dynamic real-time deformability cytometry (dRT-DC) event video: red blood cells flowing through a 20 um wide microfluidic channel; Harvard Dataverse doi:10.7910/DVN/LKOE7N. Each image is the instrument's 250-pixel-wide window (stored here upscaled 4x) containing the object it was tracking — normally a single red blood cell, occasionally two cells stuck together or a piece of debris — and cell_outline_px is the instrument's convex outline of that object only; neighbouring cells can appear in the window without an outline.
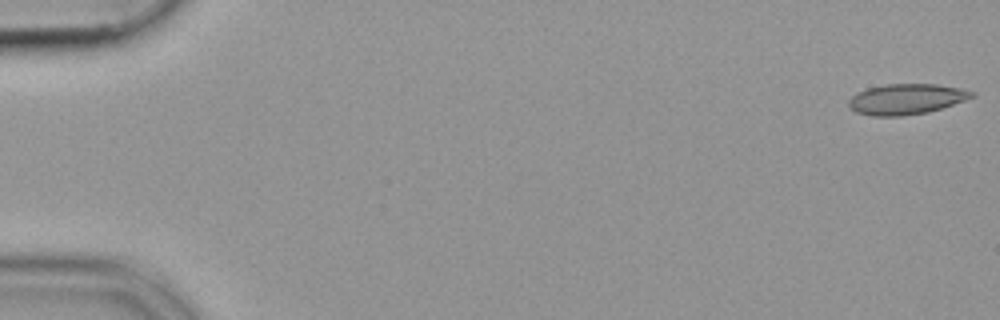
{"species": "common noctule bat (a hibernating species)", "species_latin": "Nyctalus noctula", "temperature_condition": "cold", "stored_images_in_passage": 53, "camera_frame_rate_fps": 3000, "um_per_image_px": 0.085, "animal": {"sex": "female", "body_mass_g": 19.9}, "frame": {"image": 1, "passage_image": 1, "time_ms": 0.0, "image_size_px": [1000, 320], "cell_outline_px": [[976, 96], [928, 112], [900, 116], [872, 116], [856, 112], [848, 104], [848, 100], [856, 92], [868, 88], [884, 84], [936, 84], [960, 88], [976, 92]], "centroid_in_image_um": [77.02, 8.42], "position_along_channel_um": 8.0, "area_um2": 21.85}}
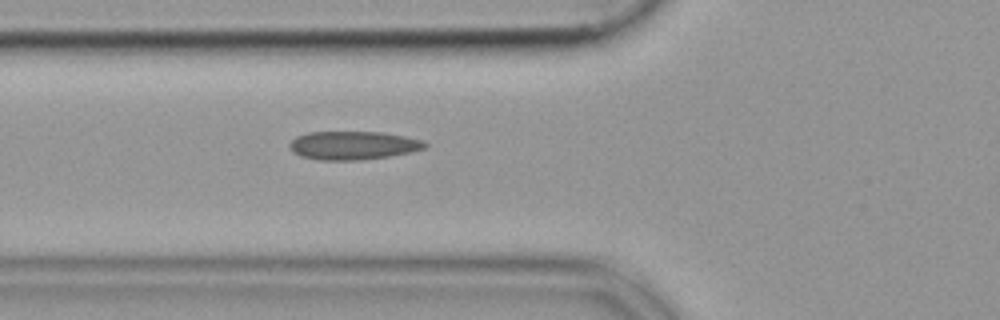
{"frame": {"image": 2, "passage_image": 20, "time_ms": 6.333, "image_size_px": [1000, 320], "cell_outline_px": [[428, 144], [424, 148], [412, 152], [388, 156], [360, 160], [320, 160], [300, 156], [292, 152], [288, 144], [296, 136], [308, 132], [380, 132], [404, 136], [424, 140]], "centroid_in_image_um": [30.0, 12.36], "position_along_channel_um": 95.8, "area_um2": 22.48}}
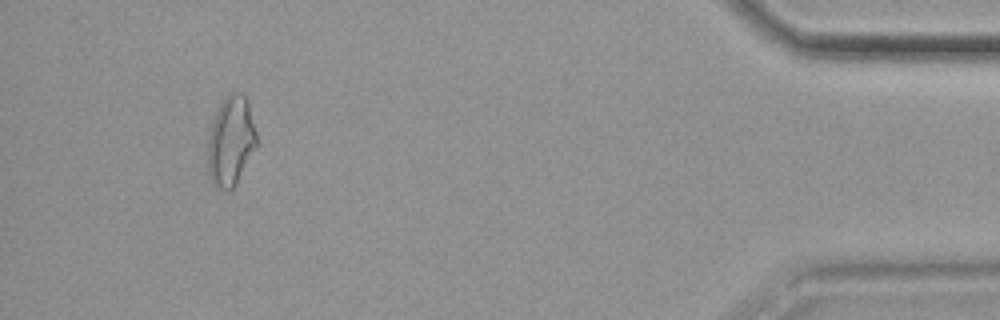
{"frame": {"image": 3, "passage_image": 50, "time_ms": 16.333, "image_size_px": [1000, 320], "cell_outline_px": [[256, 148], [236, 184], [228, 192], [216, 188], [212, 184], [208, 172], [208, 136], [216, 108], [228, 92], [244, 92], [248, 104], [256, 132]], "centroid_in_image_um": [19.6, 11.99], "position_along_channel_um": 415.6, "area_um2": 25.84}}